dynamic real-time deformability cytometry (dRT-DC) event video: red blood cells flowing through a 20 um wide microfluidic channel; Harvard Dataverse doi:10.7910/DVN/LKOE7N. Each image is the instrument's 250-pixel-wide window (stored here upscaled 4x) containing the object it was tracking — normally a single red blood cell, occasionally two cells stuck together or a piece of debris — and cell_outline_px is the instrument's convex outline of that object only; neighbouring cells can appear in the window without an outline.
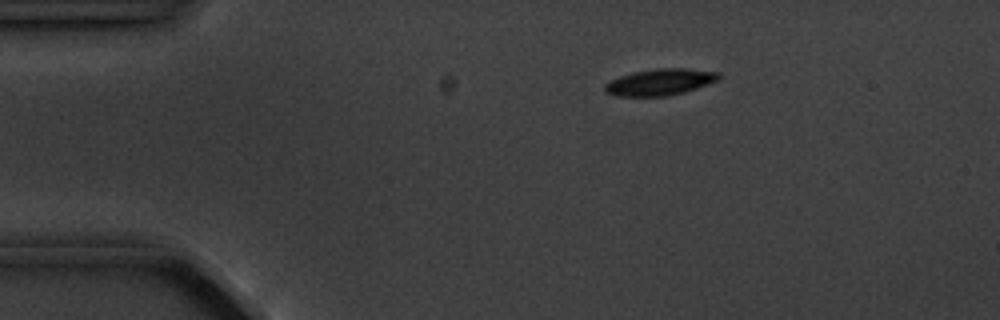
{"species": "common noctule bat (a hibernating species)", "species_latin": "Nyctalus noctula", "temperature_condition": "cold", "stored_images_in_passage": 6, "camera_frame_rate_fps": 3000, "um_per_image_px": 0.085, "animal": {"sex": "male", "body_mass_g": 20.1, "forearm_length_mm": 53.5}, "frame": {"image": 1, "passage_image": 1, "time_ms": 0.0, "image_size_px": [1000, 320], "cell_outline_px": [[720, 80], [684, 92], [668, 96], [616, 96], [604, 92], [604, 84], [620, 76], [632, 72], [656, 68], [688, 68], [720, 72]], "centroid_in_image_um": [56.11, 6.97], "position_along_channel_um": 28.9, "area_um2": 17.74}}
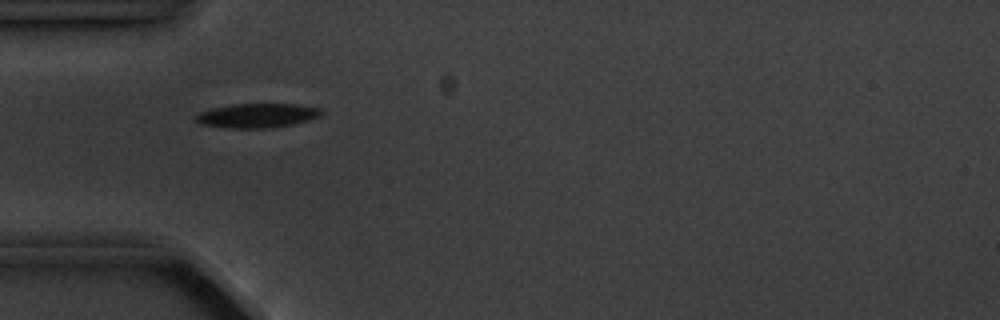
{"frame": {"image": 2, "passage_image": 3, "time_ms": 2.333, "image_size_px": [1000, 320], "cell_outline_px": [[324, 112], [320, 116], [308, 120], [292, 124], [264, 128], [228, 128], [200, 124], [196, 120], [196, 116], [200, 112], [212, 108], [232, 104], [296, 104], [320, 108]], "centroid_in_image_um": [21.86, 9.81], "position_along_channel_um": 63.1, "area_um2": 17.63}}